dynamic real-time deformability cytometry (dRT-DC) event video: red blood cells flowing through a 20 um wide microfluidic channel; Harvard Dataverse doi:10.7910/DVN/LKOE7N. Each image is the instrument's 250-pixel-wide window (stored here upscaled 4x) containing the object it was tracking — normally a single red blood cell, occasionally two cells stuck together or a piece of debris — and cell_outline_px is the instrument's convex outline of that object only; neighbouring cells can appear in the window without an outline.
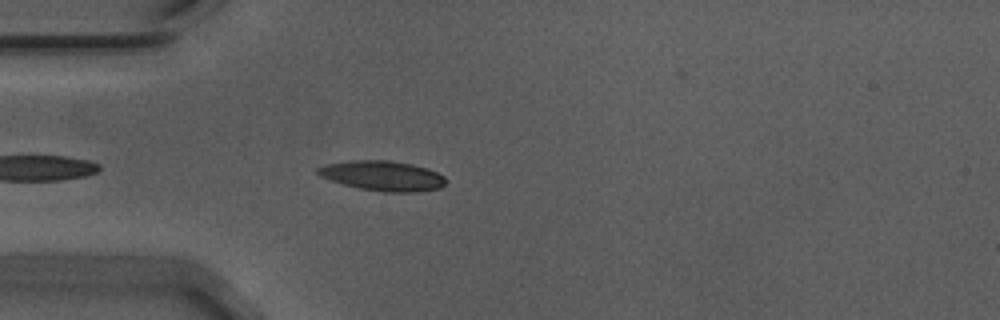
{"species": "Egyptian fruit bat (a non-hibernating species)", "species_latin": "Rousettus aegyptiacus", "temperature_condition": "warm", "stored_images_in_passage": 21, "camera_frame_rate_fps": 3000, "um_per_image_px": 0.085, "animal": {"sex": "male"}, "frame": {"image": 1, "passage_image": 4, "time_ms": 1.0, "image_size_px": [1000, 320], "cell_outline_px": [[444, 184], [440, 188], [416, 192], [384, 192], [360, 188], [344, 184], [320, 176], [316, 172], [316, 168], [324, 164], [352, 160], [388, 160], [412, 164], [428, 168], [444, 176]], "centroid_in_image_um": [32.51, 14.93], "position_along_channel_um": 52.5, "area_um2": 22.25}}
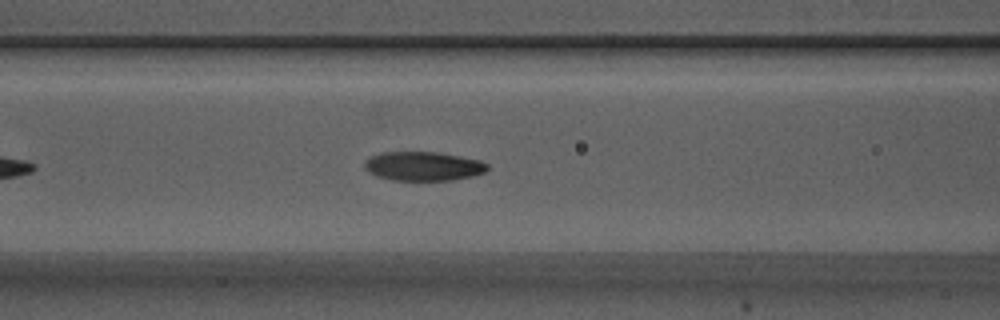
{"frame": {"image": 2, "passage_image": 11, "time_ms": 3.333, "image_size_px": [1000, 320], "cell_outline_px": [[488, 168], [484, 172], [472, 176], [452, 180], [392, 180], [376, 176], [368, 172], [364, 168], [364, 164], [372, 156], [380, 152], [436, 152], [480, 160], [488, 164]], "centroid_in_image_um": [35.96, 14.13], "position_along_channel_um": 130.6, "area_um2": 20.69}}
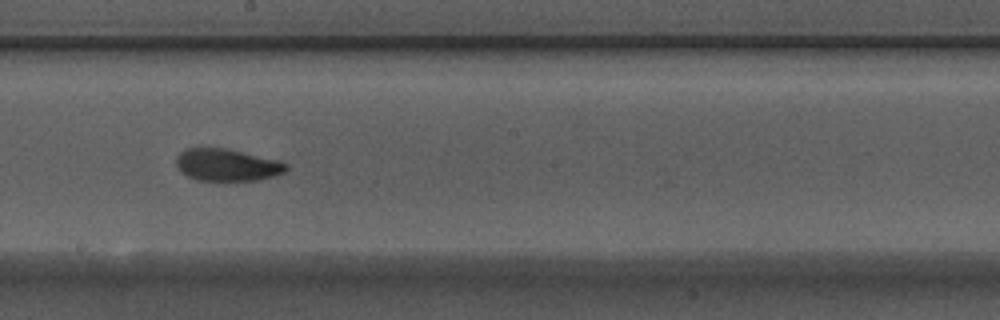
{"frame": {"image": 3, "passage_image": 19, "time_ms": 6.0, "image_size_px": [1000, 320], "cell_outline_px": [[288, 168], [284, 172], [276, 176], [260, 180], [196, 180], [180, 172], [176, 164], [176, 156], [184, 148], [224, 148], [280, 160], [288, 164]], "centroid_in_image_um": [19.3, 14.02], "position_along_channel_um": 228.9, "area_um2": 20.75}}